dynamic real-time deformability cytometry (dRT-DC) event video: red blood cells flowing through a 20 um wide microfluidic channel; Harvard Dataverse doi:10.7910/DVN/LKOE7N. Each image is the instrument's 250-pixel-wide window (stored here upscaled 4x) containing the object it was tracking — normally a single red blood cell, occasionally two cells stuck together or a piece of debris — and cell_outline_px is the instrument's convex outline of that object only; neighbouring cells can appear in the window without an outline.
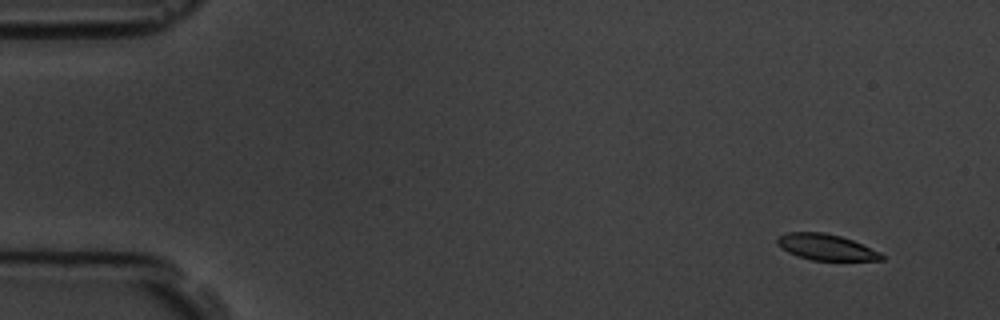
{"species": "common noctule bat (a hibernating species)", "species_latin": "Nyctalus noctula", "temperature_condition": "room temperature", "stored_images_in_passage": 6, "camera_frame_rate_fps": 3000, "um_per_image_px": 0.085, "animal": {"sex": "male", "body_mass_g": 19.5, "forearm_length_mm": 54.6}, "frame": {"image": 1, "passage_image": 1, "time_ms": 0.0, "image_size_px": [1000, 320], "cell_outline_px": [[884, 260], [812, 260], [796, 256], [788, 252], [776, 244], [776, 240], [784, 232], [824, 232], [840, 236], [852, 240], [880, 252], [884, 256]], "centroid_in_image_um": [70.18, 21.0], "position_along_channel_um": 14.8, "area_um2": 15.78}}
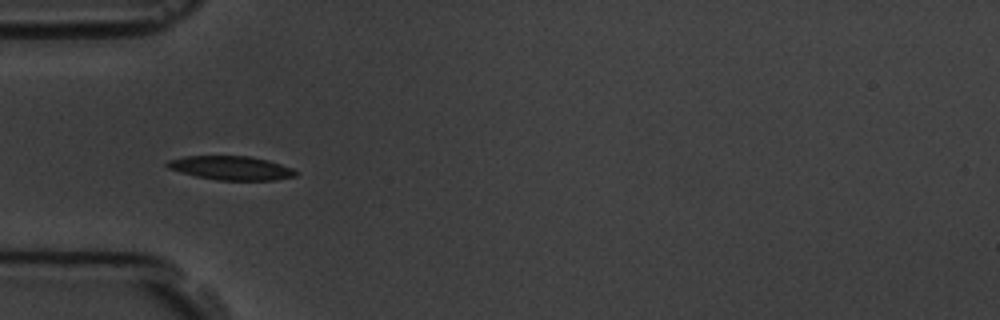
{"frame": {"image": 2, "passage_image": 5, "time_ms": 4.667, "image_size_px": [1000, 320], "cell_outline_px": [[296, 176], [276, 180], [216, 180], [196, 176], [180, 172], [168, 168], [164, 164], [168, 160], [184, 156], [248, 156], [268, 160], [292, 168], [296, 172]], "centroid_in_image_um": [19.61, 14.28], "position_along_channel_um": 65.4, "area_um2": 17.86}}
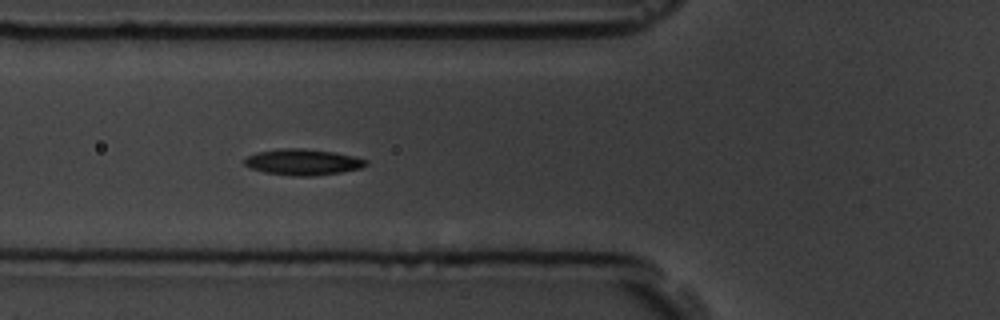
{"frame": {"image": 3, "passage_image": 6, "time_ms": 5.667, "image_size_px": [1000, 320], "cell_outline_px": [[368, 164], [360, 168], [340, 172], [312, 176], [292, 176], [264, 172], [248, 168], [244, 164], [244, 160], [248, 156], [256, 152], [280, 148], [304, 148], [332, 152], [352, 156], [368, 160]], "centroid_in_image_um": [25.7, 13.77], "position_along_channel_um": 100.1, "area_um2": 18.44}}